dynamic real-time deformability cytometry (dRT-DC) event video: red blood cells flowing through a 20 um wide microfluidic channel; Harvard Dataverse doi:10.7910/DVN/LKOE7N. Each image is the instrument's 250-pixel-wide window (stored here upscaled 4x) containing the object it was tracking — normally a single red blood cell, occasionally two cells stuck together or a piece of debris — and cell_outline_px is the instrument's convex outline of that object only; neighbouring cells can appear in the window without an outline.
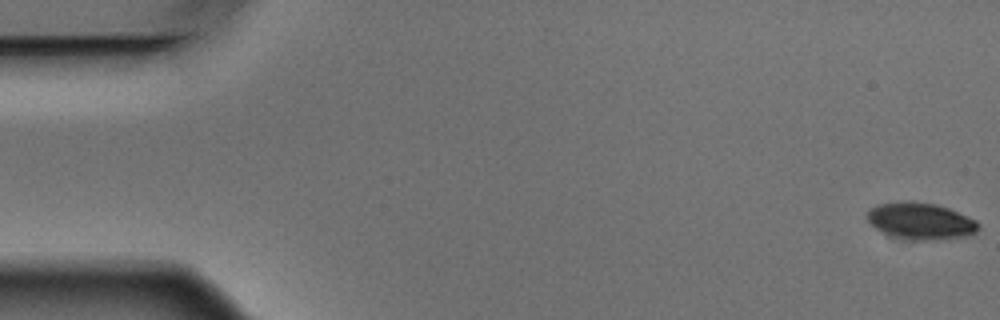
{"species": "Egyptian fruit bat (a non-hibernating species)", "species_latin": "Rousettus aegyptiacus", "temperature_condition": "warm", "stored_images_in_passage": 5, "camera_frame_rate_fps": 3000, "um_per_image_px": 0.085, "animal": {"sex": "male"}, "frame": {"image": 1, "passage_image": 1, "time_ms": 0.0, "image_size_px": [1000, 320], "cell_outline_px": [[980, 228], [976, 232], [968, 236], [932, 240], [900, 240], [876, 228], [868, 220], [868, 208], [876, 204], [904, 200], [908, 200], [936, 204], [948, 208], [976, 220], [980, 224]], "centroid_in_image_um": [78.24, 18.78], "position_along_channel_um": 6.8, "area_um2": 24.1}}
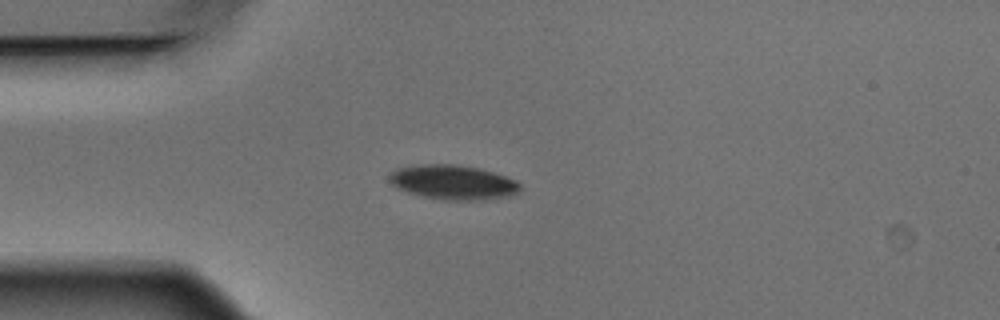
{"frame": {"image": 2, "passage_image": 5, "time_ms": 1.333, "image_size_px": [1000, 320], "cell_outline_px": [[520, 188], [512, 196], [476, 200], [440, 200], [408, 192], [396, 188], [388, 180], [388, 176], [396, 168], [416, 164], [456, 164], [480, 168], [516, 180], [520, 184]], "centroid_in_image_um": [38.47, 15.48], "position_along_channel_um": 46.5, "area_um2": 26.41}}